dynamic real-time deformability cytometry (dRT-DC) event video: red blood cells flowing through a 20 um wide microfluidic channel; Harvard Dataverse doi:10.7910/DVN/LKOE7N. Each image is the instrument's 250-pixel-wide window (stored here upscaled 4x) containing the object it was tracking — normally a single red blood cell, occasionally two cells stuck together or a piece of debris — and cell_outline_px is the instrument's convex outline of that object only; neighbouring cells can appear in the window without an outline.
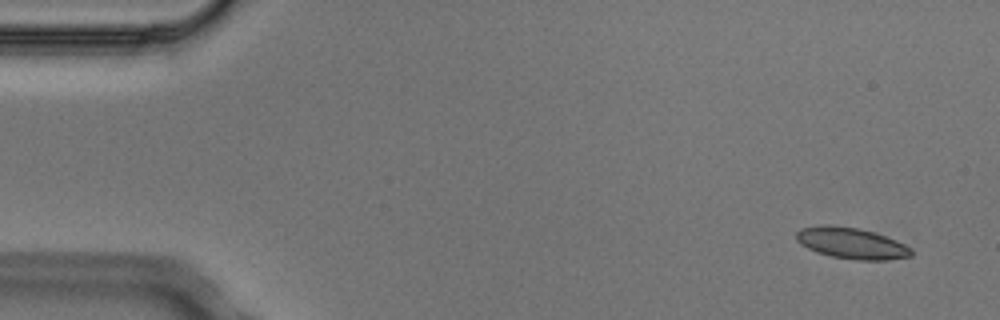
{"species": "Egyptian fruit bat (a non-hibernating species)", "species_latin": "Rousettus aegyptiacus", "temperature_condition": "cold", "stored_images_in_passage": 4, "camera_frame_rate_fps": 3000, "um_per_image_px": 0.085, "animal": {"sex": "male"}, "frame": {"image": 1, "passage_image": 1, "time_ms": 0.0, "image_size_px": [1000, 320], "cell_outline_px": [[912, 256], [888, 260], [856, 260], [832, 256], [816, 252], [800, 244], [796, 240], [796, 232], [800, 228], [824, 224], [828, 224], [860, 228], [896, 240], [912, 248]], "centroid_in_image_um": [72.36, 20.67], "position_along_channel_um": 12.6, "area_um2": 20.98}}
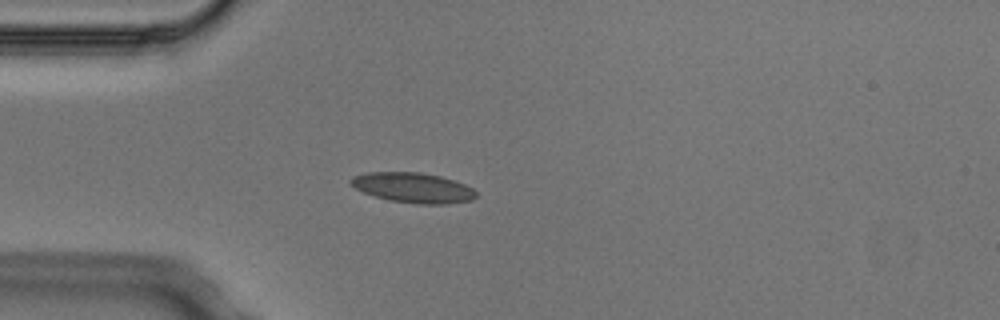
{"frame": {"image": 2, "passage_image": 4, "time_ms": 1.0, "image_size_px": [1000, 320], "cell_outline_px": [[476, 196], [472, 200], [448, 204], [420, 204], [388, 200], [364, 192], [356, 188], [348, 180], [352, 176], [368, 172], [420, 172], [440, 176], [464, 184], [472, 188], [476, 192]], "centroid_in_image_um": [35.11, 15.95], "position_along_channel_um": 49.9, "area_um2": 21.85}}